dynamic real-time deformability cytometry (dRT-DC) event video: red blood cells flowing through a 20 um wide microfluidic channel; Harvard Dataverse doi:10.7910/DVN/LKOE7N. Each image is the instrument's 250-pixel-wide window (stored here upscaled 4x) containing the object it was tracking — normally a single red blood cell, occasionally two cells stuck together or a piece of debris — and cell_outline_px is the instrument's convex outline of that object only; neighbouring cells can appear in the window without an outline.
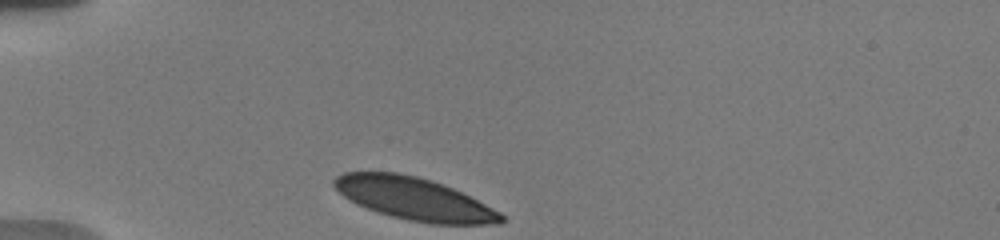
{"species": "human", "species_latin": "Homo sapiens", "temperature_condition": "warm", "stored_images_in_passage": 9, "camera_frame_rate_fps": 3000, "um_per_image_px": 0.085, "donor": {"sex": "male"}, "frame": {"image": 1, "passage_image": 1, "time_ms": 0.0, "image_size_px": [1000, 240], "cell_outline_px": [[504, 220], [500, 224], [432, 224], [408, 220], [376, 212], [356, 204], [348, 200], [332, 184], [332, 180], [336, 176], [344, 172], [396, 172], [416, 176], [432, 180], [452, 188], [500, 212], [504, 216]], "centroid_in_image_um": [35.17, 16.9], "position_along_channel_um": 49.8, "area_um2": 41.15}}
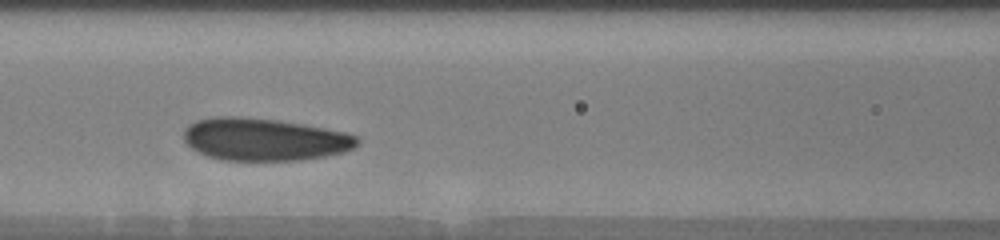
{"frame": {"image": 2, "passage_image": 7, "time_ms": 3.333, "image_size_px": [1000, 240], "cell_outline_px": [[360, 144], [344, 152], [324, 156], [296, 160], [224, 160], [208, 156], [192, 148], [184, 140], [184, 128], [188, 124], [196, 120], [216, 116], [240, 116], [276, 120], [304, 124], [348, 132], [360, 136]], "centroid_in_image_um": [22.5, 11.83], "position_along_channel_um": 144.1, "area_um2": 43.18}}
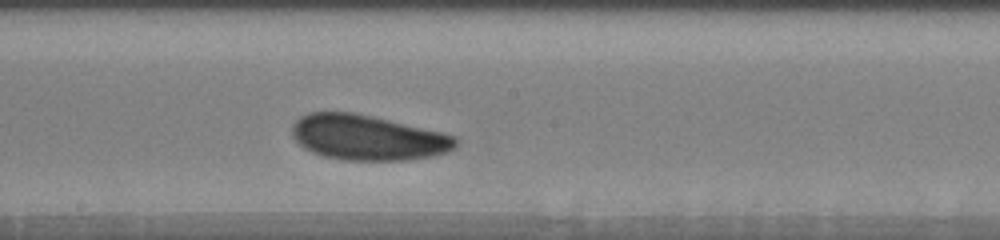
{"frame": {"image": 3, "passage_image": 9, "time_ms": 5.333, "image_size_px": [1000, 240], "cell_outline_px": [[456, 144], [448, 152], [432, 156], [408, 160], [344, 160], [324, 156], [312, 152], [304, 148], [292, 136], [292, 124], [300, 116], [308, 112], [352, 112], [372, 116], [440, 132], [456, 136]], "centroid_in_image_um": [31.21, 11.69], "position_along_channel_um": 217.0, "area_um2": 42.89}}